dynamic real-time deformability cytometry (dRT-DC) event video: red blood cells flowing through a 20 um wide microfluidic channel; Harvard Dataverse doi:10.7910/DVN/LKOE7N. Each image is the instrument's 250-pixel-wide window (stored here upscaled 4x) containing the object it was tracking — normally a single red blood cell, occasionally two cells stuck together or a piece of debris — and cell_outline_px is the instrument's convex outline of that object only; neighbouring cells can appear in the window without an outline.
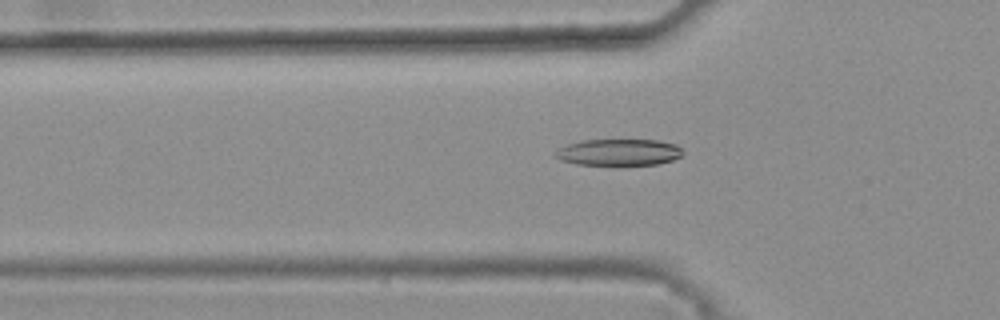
{"species": "common noctule bat (a hibernating species)", "species_latin": "Nyctalus noctula", "temperature_condition": "warm", "stored_images_in_passage": 48, "camera_frame_rate_fps": 3000, "um_per_image_px": 0.085, "animal": {"sex": "female", "body_mass_g": 25.1}, "frame": {"image": 1, "passage_image": 18, "time_ms": 5.667, "image_size_px": [1000, 320], "cell_outline_px": [[684, 152], [680, 156], [672, 160], [656, 164], [620, 168], [576, 164], [560, 160], [552, 156], [556, 148], [580, 140], [660, 140], [676, 144]], "centroid_in_image_um": [52.54, 12.99], "position_along_channel_um": 73.3, "area_um2": 20.87}}
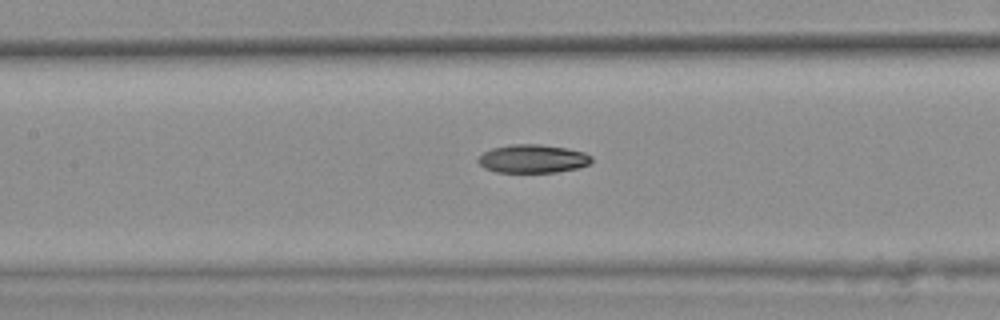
{"frame": {"image": 2, "passage_image": 25, "time_ms": 8.0, "image_size_px": [1000, 320], "cell_outline_px": [[592, 160], [588, 164], [576, 168], [556, 172], [496, 172], [484, 168], [476, 160], [484, 152], [492, 148], [512, 144], [540, 144], [568, 148], [584, 152], [592, 156]], "centroid_in_image_um": [45.27, 13.48], "position_along_channel_um": 162.1, "area_um2": 18.73}}
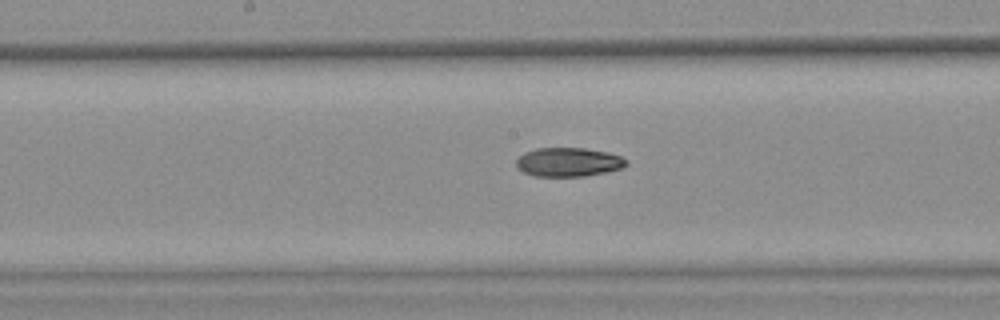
{"frame": {"image": 3, "passage_image": 28, "time_ms": 9.0, "image_size_px": [1000, 320], "cell_outline_px": [[628, 164], [620, 168], [604, 172], [584, 176], [532, 176], [516, 168], [516, 160], [524, 152], [536, 148], [584, 148], [608, 152], [620, 156], [628, 160]], "centroid_in_image_um": [48.29, 13.77], "position_along_channel_um": 199.9, "area_um2": 18.55}, "authors_computed_cell_mechanics": {"area_um2": 19.3919, "velocity_mm_per_s": 3.7839, "shape_relaxation_time_tau1_ms": null, "shape_relaxation_time_tau2_ms": 9.1996, "deformation_change_tau1": null, "deformation_change_tau2": 0.1696}}